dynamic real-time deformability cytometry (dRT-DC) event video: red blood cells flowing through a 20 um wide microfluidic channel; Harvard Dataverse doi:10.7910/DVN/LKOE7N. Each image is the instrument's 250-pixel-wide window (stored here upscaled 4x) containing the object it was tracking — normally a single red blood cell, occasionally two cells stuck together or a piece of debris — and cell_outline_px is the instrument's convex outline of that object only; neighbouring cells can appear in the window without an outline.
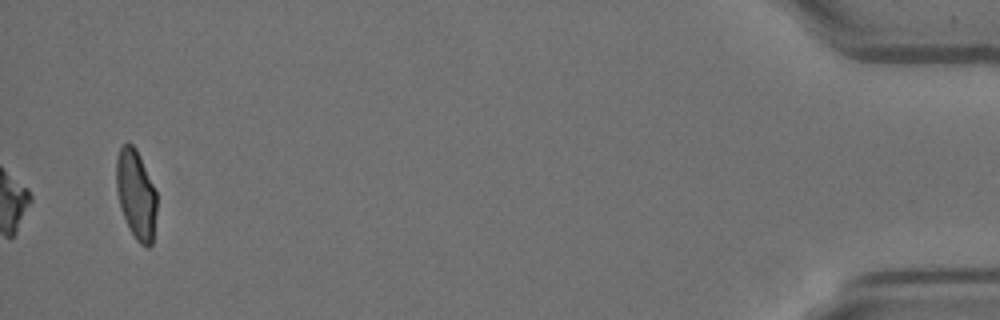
{"species": "Egyptian fruit bat (a non-hibernating species)", "species_latin": "Rousettus aegyptiacus", "temperature_condition": "room temperature", "stored_images_in_passage": 42, "camera_frame_rate_fps": 3000, "um_per_image_px": 0.085, "animal": {"sex": "female"}, "frame": {"image": 1, "passage_image": 42, "time_ms": 13.667, "image_size_px": [1000, 320], "cell_outline_px": [[156, 212], [152, 244], [148, 248], [144, 248], [136, 240], [120, 208], [116, 188], [116, 160], [120, 148], [124, 144], [132, 144], [136, 148], [140, 156], [156, 192]], "centroid_in_image_um": [11.56, 16.54], "position_along_channel_um": 423.6, "area_um2": 20.87}, "authors_computed_cell_mechanics": {"area_um2": 19.4208, "velocity_mm_per_s": 3.5672, "shape_relaxation_time_tau1_ms": 2.987, "shape_relaxation_time_tau2_ms": null, "deformation_change_tau1": 0.1311, "deformation_change_tau2": null}}